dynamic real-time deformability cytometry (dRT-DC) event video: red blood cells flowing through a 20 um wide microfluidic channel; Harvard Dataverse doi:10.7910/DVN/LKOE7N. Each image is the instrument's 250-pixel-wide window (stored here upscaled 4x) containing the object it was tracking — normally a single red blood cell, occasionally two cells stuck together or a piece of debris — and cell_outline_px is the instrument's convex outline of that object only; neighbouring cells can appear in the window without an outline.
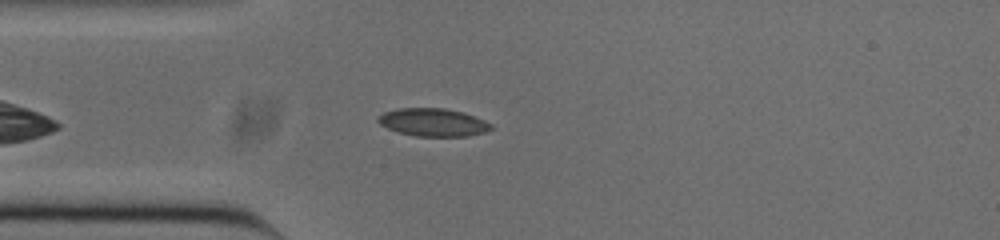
{"species": "common noctule bat (a hibernating species)", "species_latin": "Nyctalus noctula", "temperature_condition": "cold", "stored_images_in_passage": 43, "camera_frame_rate_fps": 3000, "um_per_image_px": 0.085, "animal": {"sex": "male", "body_mass_g": 20.0, "forearm_length_mm": 53.3}, "frame": {"image": 1, "passage_image": 10, "time_ms": 3.0, "image_size_px": [1000, 240], "cell_outline_px": [[492, 128], [484, 132], [468, 136], [416, 136], [400, 132], [388, 128], [380, 124], [376, 120], [376, 116], [384, 112], [396, 108], [444, 108], [464, 112], [484, 120], [492, 124]], "centroid_in_image_um": [36.79, 10.38], "position_along_channel_um": 48.2, "area_um2": 18.38}}
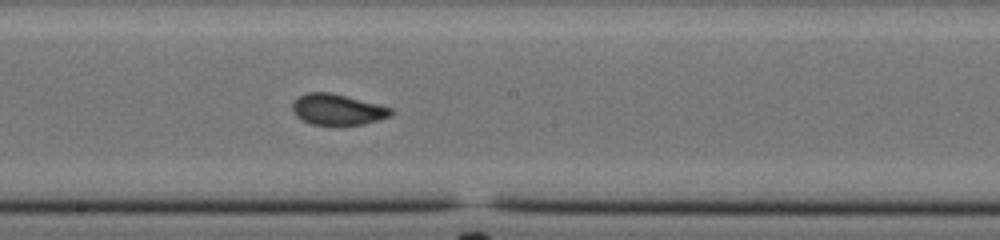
{"frame": {"image": 2, "passage_image": 24, "time_ms": 7.667, "image_size_px": [1000, 240], "cell_outline_px": [[392, 116], [364, 124], [312, 124], [300, 120], [292, 112], [292, 100], [296, 96], [308, 92], [332, 92], [392, 108]], "centroid_in_image_um": [28.63, 9.29], "position_along_channel_um": 219.6, "area_um2": 17.86}}
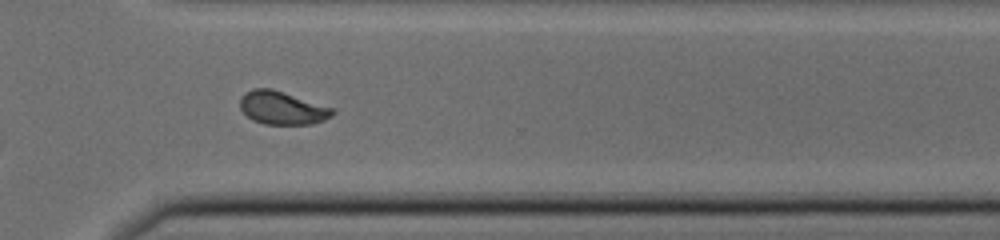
{"frame": {"image": 3, "passage_image": 34, "time_ms": 11.0, "image_size_px": [1000, 240], "cell_outline_px": [[336, 112], [332, 116], [324, 120], [312, 124], [264, 124], [252, 120], [240, 108], [240, 100], [244, 92], [252, 88], [272, 88], [332, 108]], "centroid_in_image_um": [23.97, 9.17], "position_along_channel_um": 346.6, "area_um2": 17.8}, "authors_computed_cell_mechanics": {"area_um2": 17.8024, "velocity_mm_per_s": 3.8131, "shape_relaxation_time_tau1_ms": 6.8974, "shape_relaxation_time_tau2_ms": 0.8885, "deformation_change_tau1": 0.1473, "deformation_change_tau2": 0.0569}}